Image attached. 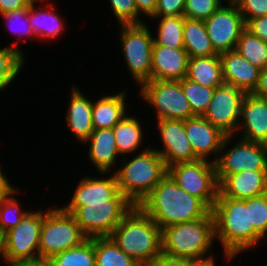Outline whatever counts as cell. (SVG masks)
Instances as JSON below:
<instances>
[{
    "mask_svg": "<svg viewBox=\"0 0 267 266\" xmlns=\"http://www.w3.org/2000/svg\"><path fill=\"white\" fill-rule=\"evenodd\" d=\"M162 229L204 218L211 210L167 175L138 205Z\"/></svg>",
    "mask_w": 267,
    "mask_h": 266,
    "instance_id": "1",
    "label": "cell"
},
{
    "mask_svg": "<svg viewBox=\"0 0 267 266\" xmlns=\"http://www.w3.org/2000/svg\"><path fill=\"white\" fill-rule=\"evenodd\" d=\"M215 238L224 249V257L232 260L238 253L256 246L263 238L250 225L249 207L245 200L217 197L212 208Z\"/></svg>",
    "mask_w": 267,
    "mask_h": 266,
    "instance_id": "2",
    "label": "cell"
},
{
    "mask_svg": "<svg viewBox=\"0 0 267 266\" xmlns=\"http://www.w3.org/2000/svg\"><path fill=\"white\" fill-rule=\"evenodd\" d=\"M110 238L142 266L162 253L161 228L139 206L123 217Z\"/></svg>",
    "mask_w": 267,
    "mask_h": 266,
    "instance_id": "3",
    "label": "cell"
},
{
    "mask_svg": "<svg viewBox=\"0 0 267 266\" xmlns=\"http://www.w3.org/2000/svg\"><path fill=\"white\" fill-rule=\"evenodd\" d=\"M215 221L210 211L204 218L161 229L162 253L171 257L202 261L211 256L215 241Z\"/></svg>",
    "mask_w": 267,
    "mask_h": 266,
    "instance_id": "4",
    "label": "cell"
},
{
    "mask_svg": "<svg viewBox=\"0 0 267 266\" xmlns=\"http://www.w3.org/2000/svg\"><path fill=\"white\" fill-rule=\"evenodd\" d=\"M114 172L119 191L138 206L168 175V166L155 148H146Z\"/></svg>",
    "mask_w": 267,
    "mask_h": 266,
    "instance_id": "5",
    "label": "cell"
},
{
    "mask_svg": "<svg viewBox=\"0 0 267 266\" xmlns=\"http://www.w3.org/2000/svg\"><path fill=\"white\" fill-rule=\"evenodd\" d=\"M133 204L119 191L105 202H83L71 215L89 239L110 237Z\"/></svg>",
    "mask_w": 267,
    "mask_h": 266,
    "instance_id": "6",
    "label": "cell"
},
{
    "mask_svg": "<svg viewBox=\"0 0 267 266\" xmlns=\"http://www.w3.org/2000/svg\"><path fill=\"white\" fill-rule=\"evenodd\" d=\"M87 239L73 216L62 207L47 209L40 230L39 258L50 259Z\"/></svg>",
    "mask_w": 267,
    "mask_h": 266,
    "instance_id": "7",
    "label": "cell"
},
{
    "mask_svg": "<svg viewBox=\"0 0 267 266\" xmlns=\"http://www.w3.org/2000/svg\"><path fill=\"white\" fill-rule=\"evenodd\" d=\"M168 175L181 189L199 198L212 210L219 193L216 165L213 161L198 159L171 165Z\"/></svg>",
    "mask_w": 267,
    "mask_h": 266,
    "instance_id": "8",
    "label": "cell"
},
{
    "mask_svg": "<svg viewBox=\"0 0 267 266\" xmlns=\"http://www.w3.org/2000/svg\"><path fill=\"white\" fill-rule=\"evenodd\" d=\"M45 212L27 213L22 221L1 236L2 258L7 264L39 259V237Z\"/></svg>",
    "mask_w": 267,
    "mask_h": 266,
    "instance_id": "9",
    "label": "cell"
},
{
    "mask_svg": "<svg viewBox=\"0 0 267 266\" xmlns=\"http://www.w3.org/2000/svg\"><path fill=\"white\" fill-rule=\"evenodd\" d=\"M121 48L129 74L140 86L151 80L153 37L147 24L121 25Z\"/></svg>",
    "mask_w": 267,
    "mask_h": 266,
    "instance_id": "10",
    "label": "cell"
},
{
    "mask_svg": "<svg viewBox=\"0 0 267 266\" xmlns=\"http://www.w3.org/2000/svg\"><path fill=\"white\" fill-rule=\"evenodd\" d=\"M140 87L141 98L156 109V120L194 117L179 80H150Z\"/></svg>",
    "mask_w": 267,
    "mask_h": 266,
    "instance_id": "11",
    "label": "cell"
},
{
    "mask_svg": "<svg viewBox=\"0 0 267 266\" xmlns=\"http://www.w3.org/2000/svg\"><path fill=\"white\" fill-rule=\"evenodd\" d=\"M231 137L224 138L219 157L212 160L216 165L218 183L227 175L243 170H267V145L240 138L230 150L222 152L232 140Z\"/></svg>",
    "mask_w": 267,
    "mask_h": 266,
    "instance_id": "12",
    "label": "cell"
},
{
    "mask_svg": "<svg viewBox=\"0 0 267 266\" xmlns=\"http://www.w3.org/2000/svg\"><path fill=\"white\" fill-rule=\"evenodd\" d=\"M221 6L204 21L211 45L217 54L235 50L237 41L245 30V21L232 0Z\"/></svg>",
    "mask_w": 267,
    "mask_h": 266,
    "instance_id": "13",
    "label": "cell"
},
{
    "mask_svg": "<svg viewBox=\"0 0 267 266\" xmlns=\"http://www.w3.org/2000/svg\"><path fill=\"white\" fill-rule=\"evenodd\" d=\"M246 93L232 85L223 84L215 88L203 117L226 136L238 131L240 108Z\"/></svg>",
    "mask_w": 267,
    "mask_h": 266,
    "instance_id": "14",
    "label": "cell"
},
{
    "mask_svg": "<svg viewBox=\"0 0 267 266\" xmlns=\"http://www.w3.org/2000/svg\"><path fill=\"white\" fill-rule=\"evenodd\" d=\"M163 149H155L167 166L198 160L185 131V120H157Z\"/></svg>",
    "mask_w": 267,
    "mask_h": 266,
    "instance_id": "15",
    "label": "cell"
},
{
    "mask_svg": "<svg viewBox=\"0 0 267 266\" xmlns=\"http://www.w3.org/2000/svg\"><path fill=\"white\" fill-rule=\"evenodd\" d=\"M242 127V139L267 145V99L246 93L240 108L238 130Z\"/></svg>",
    "mask_w": 267,
    "mask_h": 266,
    "instance_id": "16",
    "label": "cell"
},
{
    "mask_svg": "<svg viewBox=\"0 0 267 266\" xmlns=\"http://www.w3.org/2000/svg\"><path fill=\"white\" fill-rule=\"evenodd\" d=\"M185 131L198 159L209 161L213 153L219 157L221 146L226 137L203 116H194L185 120Z\"/></svg>",
    "mask_w": 267,
    "mask_h": 266,
    "instance_id": "17",
    "label": "cell"
},
{
    "mask_svg": "<svg viewBox=\"0 0 267 266\" xmlns=\"http://www.w3.org/2000/svg\"><path fill=\"white\" fill-rule=\"evenodd\" d=\"M267 193V170H243L227 175L219 183L217 197L245 200Z\"/></svg>",
    "mask_w": 267,
    "mask_h": 266,
    "instance_id": "18",
    "label": "cell"
},
{
    "mask_svg": "<svg viewBox=\"0 0 267 266\" xmlns=\"http://www.w3.org/2000/svg\"><path fill=\"white\" fill-rule=\"evenodd\" d=\"M219 57L224 84L252 93L258 84L261 69L252 65L236 50L219 54Z\"/></svg>",
    "mask_w": 267,
    "mask_h": 266,
    "instance_id": "19",
    "label": "cell"
},
{
    "mask_svg": "<svg viewBox=\"0 0 267 266\" xmlns=\"http://www.w3.org/2000/svg\"><path fill=\"white\" fill-rule=\"evenodd\" d=\"M188 53L184 48L153 45L151 80H181L186 77Z\"/></svg>",
    "mask_w": 267,
    "mask_h": 266,
    "instance_id": "20",
    "label": "cell"
},
{
    "mask_svg": "<svg viewBox=\"0 0 267 266\" xmlns=\"http://www.w3.org/2000/svg\"><path fill=\"white\" fill-rule=\"evenodd\" d=\"M75 192L67 206L62 207L67 213L72 214L78 207H83V202H105L112 199L119 187L116 177L112 174L109 178H91L80 180Z\"/></svg>",
    "mask_w": 267,
    "mask_h": 266,
    "instance_id": "21",
    "label": "cell"
},
{
    "mask_svg": "<svg viewBox=\"0 0 267 266\" xmlns=\"http://www.w3.org/2000/svg\"><path fill=\"white\" fill-rule=\"evenodd\" d=\"M89 143L88 159L99 173L110 172L111 166L116 163L119 152L117 150L113 128L94 129L85 141ZM108 171V172H107Z\"/></svg>",
    "mask_w": 267,
    "mask_h": 266,
    "instance_id": "22",
    "label": "cell"
},
{
    "mask_svg": "<svg viewBox=\"0 0 267 266\" xmlns=\"http://www.w3.org/2000/svg\"><path fill=\"white\" fill-rule=\"evenodd\" d=\"M77 86L71 90L70 103L66 113V123L80 142H85L94 130L92 122L93 102L82 94Z\"/></svg>",
    "mask_w": 267,
    "mask_h": 266,
    "instance_id": "23",
    "label": "cell"
},
{
    "mask_svg": "<svg viewBox=\"0 0 267 266\" xmlns=\"http://www.w3.org/2000/svg\"><path fill=\"white\" fill-rule=\"evenodd\" d=\"M125 92L105 95L93 102L91 117L94 129L113 128L126 116Z\"/></svg>",
    "mask_w": 267,
    "mask_h": 266,
    "instance_id": "24",
    "label": "cell"
},
{
    "mask_svg": "<svg viewBox=\"0 0 267 266\" xmlns=\"http://www.w3.org/2000/svg\"><path fill=\"white\" fill-rule=\"evenodd\" d=\"M186 78L211 88L223 85L222 64L219 55L189 58Z\"/></svg>",
    "mask_w": 267,
    "mask_h": 266,
    "instance_id": "25",
    "label": "cell"
},
{
    "mask_svg": "<svg viewBox=\"0 0 267 266\" xmlns=\"http://www.w3.org/2000/svg\"><path fill=\"white\" fill-rule=\"evenodd\" d=\"M183 43L189 58L219 55L211 45L204 21L202 20L184 17Z\"/></svg>",
    "mask_w": 267,
    "mask_h": 266,
    "instance_id": "26",
    "label": "cell"
},
{
    "mask_svg": "<svg viewBox=\"0 0 267 266\" xmlns=\"http://www.w3.org/2000/svg\"><path fill=\"white\" fill-rule=\"evenodd\" d=\"M52 3L49 9L36 10L35 3H31L28 7V18L30 25L33 29L34 35L39 39H52L59 36L60 32L64 29L62 17L52 10ZM51 8V9H50Z\"/></svg>",
    "mask_w": 267,
    "mask_h": 266,
    "instance_id": "27",
    "label": "cell"
},
{
    "mask_svg": "<svg viewBox=\"0 0 267 266\" xmlns=\"http://www.w3.org/2000/svg\"><path fill=\"white\" fill-rule=\"evenodd\" d=\"M142 127L136 117L125 116L113 127L117 150L120 155L132 153L142 144Z\"/></svg>",
    "mask_w": 267,
    "mask_h": 266,
    "instance_id": "28",
    "label": "cell"
},
{
    "mask_svg": "<svg viewBox=\"0 0 267 266\" xmlns=\"http://www.w3.org/2000/svg\"><path fill=\"white\" fill-rule=\"evenodd\" d=\"M96 266H142L122 251L110 237L94 238Z\"/></svg>",
    "mask_w": 267,
    "mask_h": 266,
    "instance_id": "29",
    "label": "cell"
},
{
    "mask_svg": "<svg viewBox=\"0 0 267 266\" xmlns=\"http://www.w3.org/2000/svg\"><path fill=\"white\" fill-rule=\"evenodd\" d=\"M49 261L51 266H96L94 238L52 256Z\"/></svg>",
    "mask_w": 267,
    "mask_h": 266,
    "instance_id": "30",
    "label": "cell"
},
{
    "mask_svg": "<svg viewBox=\"0 0 267 266\" xmlns=\"http://www.w3.org/2000/svg\"><path fill=\"white\" fill-rule=\"evenodd\" d=\"M17 45L16 41L12 46L0 48V92L15 80L24 64V55Z\"/></svg>",
    "mask_w": 267,
    "mask_h": 266,
    "instance_id": "31",
    "label": "cell"
},
{
    "mask_svg": "<svg viewBox=\"0 0 267 266\" xmlns=\"http://www.w3.org/2000/svg\"><path fill=\"white\" fill-rule=\"evenodd\" d=\"M160 19L157 37H153V45L166 46L174 49L184 48V16H169L161 17Z\"/></svg>",
    "mask_w": 267,
    "mask_h": 266,
    "instance_id": "32",
    "label": "cell"
},
{
    "mask_svg": "<svg viewBox=\"0 0 267 266\" xmlns=\"http://www.w3.org/2000/svg\"><path fill=\"white\" fill-rule=\"evenodd\" d=\"M235 50L259 69L267 66V42L244 30L237 41Z\"/></svg>",
    "mask_w": 267,
    "mask_h": 266,
    "instance_id": "33",
    "label": "cell"
},
{
    "mask_svg": "<svg viewBox=\"0 0 267 266\" xmlns=\"http://www.w3.org/2000/svg\"><path fill=\"white\" fill-rule=\"evenodd\" d=\"M194 116H203L211 101L215 88L202 86L184 77L179 80Z\"/></svg>",
    "mask_w": 267,
    "mask_h": 266,
    "instance_id": "34",
    "label": "cell"
},
{
    "mask_svg": "<svg viewBox=\"0 0 267 266\" xmlns=\"http://www.w3.org/2000/svg\"><path fill=\"white\" fill-rule=\"evenodd\" d=\"M15 190L9 196L4 198L0 202V235L2 236L9 229L16 227L24 218V216L29 213V211H21L20 204L16 198ZM13 194V195H12Z\"/></svg>",
    "mask_w": 267,
    "mask_h": 266,
    "instance_id": "35",
    "label": "cell"
},
{
    "mask_svg": "<svg viewBox=\"0 0 267 266\" xmlns=\"http://www.w3.org/2000/svg\"><path fill=\"white\" fill-rule=\"evenodd\" d=\"M249 207L250 225L264 239L267 232V193L246 199Z\"/></svg>",
    "mask_w": 267,
    "mask_h": 266,
    "instance_id": "36",
    "label": "cell"
},
{
    "mask_svg": "<svg viewBox=\"0 0 267 266\" xmlns=\"http://www.w3.org/2000/svg\"><path fill=\"white\" fill-rule=\"evenodd\" d=\"M222 3V0H186L183 16L205 21L222 6Z\"/></svg>",
    "mask_w": 267,
    "mask_h": 266,
    "instance_id": "37",
    "label": "cell"
},
{
    "mask_svg": "<svg viewBox=\"0 0 267 266\" xmlns=\"http://www.w3.org/2000/svg\"><path fill=\"white\" fill-rule=\"evenodd\" d=\"M111 9L121 25L143 24L137 14L135 0H109Z\"/></svg>",
    "mask_w": 267,
    "mask_h": 266,
    "instance_id": "38",
    "label": "cell"
},
{
    "mask_svg": "<svg viewBox=\"0 0 267 266\" xmlns=\"http://www.w3.org/2000/svg\"><path fill=\"white\" fill-rule=\"evenodd\" d=\"M0 16H2V18L5 19V21L7 22L8 26H10L12 24V26H10L9 28L11 29V31H13V33L18 34L19 37L20 36L24 37V35H25V37L23 39H26V38H28V37L30 38V36L34 35L33 29H32V27L30 25L29 18H28V8H22V9L15 10V11H12V12H7V13H5L3 15H0ZM19 22L20 23L24 22L23 25L24 24L25 25H24L23 28H17L19 25L17 27H14L15 24H17ZM13 24H14V26H13ZM21 25H20V27H22Z\"/></svg>",
    "mask_w": 267,
    "mask_h": 266,
    "instance_id": "39",
    "label": "cell"
},
{
    "mask_svg": "<svg viewBox=\"0 0 267 266\" xmlns=\"http://www.w3.org/2000/svg\"><path fill=\"white\" fill-rule=\"evenodd\" d=\"M240 13L242 14L245 23L249 19L267 15V0H232Z\"/></svg>",
    "mask_w": 267,
    "mask_h": 266,
    "instance_id": "40",
    "label": "cell"
},
{
    "mask_svg": "<svg viewBox=\"0 0 267 266\" xmlns=\"http://www.w3.org/2000/svg\"><path fill=\"white\" fill-rule=\"evenodd\" d=\"M186 0H157L155 14L151 18L183 16Z\"/></svg>",
    "mask_w": 267,
    "mask_h": 266,
    "instance_id": "41",
    "label": "cell"
},
{
    "mask_svg": "<svg viewBox=\"0 0 267 266\" xmlns=\"http://www.w3.org/2000/svg\"><path fill=\"white\" fill-rule=\"evenodd\" d=\"M245 29L257 38L267 42V15L249 19Z\"/></svg>",
    "mask_w": 267,
    "mask_h": 266,
    "instance_id": "42",
    "label": "cell"
},
{
    "mask_svg": "<svg viewBox=\"0 0 267 266\" xmlns=\"http://www.w3.org/2000/svg\"><path fill=\"white\" fill-rule=\"evenodd\" d=\"M148 266H192V260L160 253Z\"/></svg>",
    "mask_w": 267,
    "mask_h": 266,
    "instance_id": "43",
    "label": "cell"
},
{
    "mask_svg": "<svg viewBox=\"0 0 267 266\" xmlns=\"http://www.w3.org/2000/svg\"><path fill=\"white\" fill-rule=\"evenodd\" d=\"M30 4L28 0H0V15L22 8H28Z\"/></svg>",
    "mask_w": 267,
    "mask_h": 266,
    "instance_id": "44",
    "label": "cell"
},
{
    "mask_svg": "<svg viewBox=\"0 0 267 266\" xmlns=\"http://www.w3.org/2000/svg\"><path fill=\"white\" fill-rule=\"evenodd\" d=\"M137 14L152 17L155 14L157 0H135Z\"/></svg>",
    "mask_w": 267,
    "mask_h": 266,
    "instance_id": "45",
    "label": "cell"
},
{
    "mask_svg": "<svg viewBox=\"0 0 267 266\" xmlns=\"http://www.w3.org/2000/svg\"><path fill=\"white\" fill-rule=\"evenodd\" d=\"M252 94L267 99V66L261 69L258 84Z\"/></svg>",
    "mask_w": 267,
    "mask_h": 266,
    "instance_id": "46",
    "label": "cell"
},
{
    "mask_svg": "<svg viewBox=\"0 0 267 266\" xmlns=\"http://www.w3.org/2000/svg\"><path fill=\"white\" fill-rule=\"evenodd\" d=\"M4 175L0 169V202L16 190Z\"/></svg>",
    "mask_w": 267,
    "mask_h": 266,
    "instance_id": "47",
    "label": "cell"
},
{
    "mask_svg": "<svg viewBox=\"0 0 267 266\" xmlns=\"http://www.w3.org/2000/svg\"><path fill=\"white\" fill-rule=\"evenodd\" d=\"M8 266H51L49 259H36L27 261H17L8 264Z\"/></svg>",
    "mask_w": 267,
    "mask_h": 266,
    "instance_id": "48",
    "label": "cell"
},
{
    "mask_svg": "<svg viewBox=\"0 0 267 266\" xmlns=\"http://www.w3.org/2000/svg\"><path fill=\"white\" fill-rule=\"evenodd\" d=\"M215 264L214 257L202 261L192 260V266H216Z\"/></svg>",
    "mask_w": 267,
    "mask_h": 266,
    "instance_id": "49",
    "label": "cell"
},
{
    "mask_svg": "<svg viewBox=\"0 0 267 266\" xmlns=\"http://www.w3.org/2000/svg\"><path fill=\"white\" fill-rule=\"evenodd\" d=\"M30 3H36V2H39V1H41V3L42 2H47L48 0H28Z\"/></svg>",
    "mask_w": 267,
    "mask_h": 266,
    "instance_id": "50",
    "label": "cell"
},
{
    "mask_svg": "<svg viewBox=\"0 0 267 266\" xmlns=\"http://www.w3.org/2000/svg\"><path fill=\"white\" fill-rule=\"evenodd\" d=\"M2 256V243H1V235H0V257Z\"/></svg>",
    "mask_w": 267,
    "mask_h": 266,
    "instance_id": "51",
    "label": "cell"
}]
</instances>
